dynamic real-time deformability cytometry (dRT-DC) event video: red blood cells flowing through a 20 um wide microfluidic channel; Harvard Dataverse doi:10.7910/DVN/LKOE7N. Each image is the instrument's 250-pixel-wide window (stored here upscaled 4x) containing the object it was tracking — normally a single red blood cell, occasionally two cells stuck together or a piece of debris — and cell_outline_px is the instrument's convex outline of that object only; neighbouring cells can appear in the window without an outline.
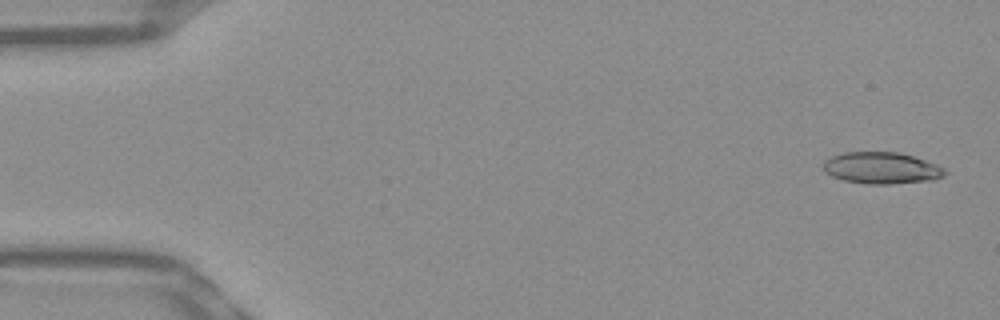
{"species": "Egyptian fruit bat (a non-hibernating species)", "species_latin": "Rousettus aegyptiacus", "temperature_condition": "warm", "stored_images_in_passage": 52, "camera_frame_rate_fps": 3000, "um_per_image_px": 0.085, "frame": {"image": 1, "passage_image": 2, "time_ms": 0.333, "image_size_px": [1000, 320], "cell_outline_px": [[948, 172], [944, 176], [932, 180], [892, 184], [868, 184], [844, 180], [832, 176], [824, 172], [824, 160], [832, 156], [844, 152], [896, 152], [912, 156], [936, 164], [944, 168]], "centroid_in_image_um": [74.93, 14.28], "position_along_channel_um": 10.1, "area_um2": 22.37}}
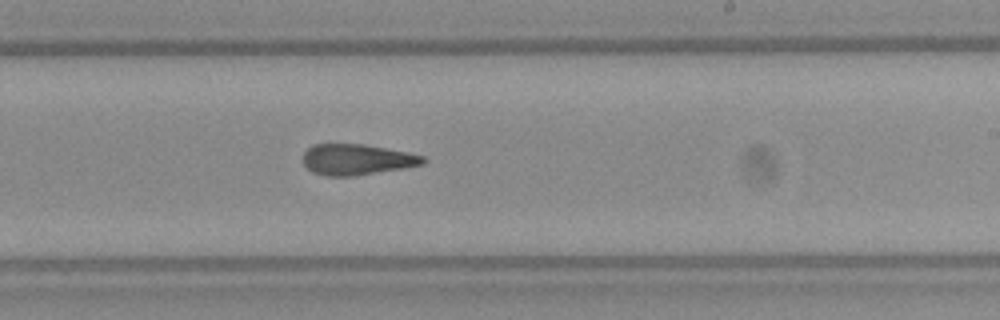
{"frame": {"image": 2, "passage_image": 31, "time_ms": 10.0, "image_size_px": [1000, 320], "cell_outline_px": [[428, 160], [424, 164], [404, 168], [352, 176], [324, 176], [312, 172], [304, 164], [304, 152], [312, 144], [364, 144], [408, 152], [424, 156]], "centroid_in_image_um": [30.35, 13.56], "position_along_channel_um": 258.7, "area_um2": 21.62}}
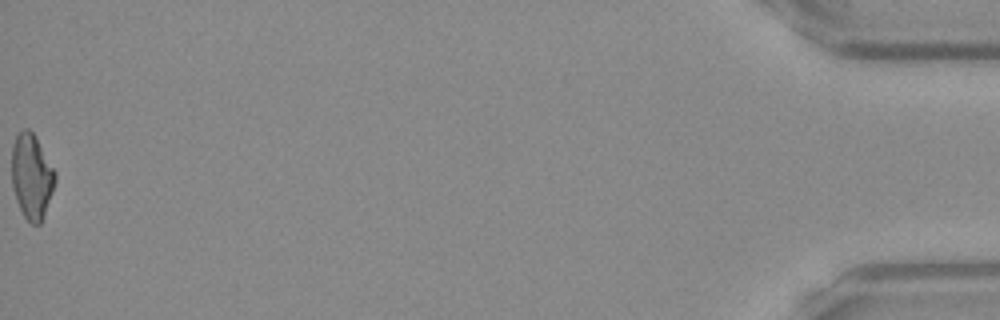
{"frame": {"image": 3, "passage_image": 52, "time_ms": 17.0, "image_size_px": [1000, 320], "cell_outline_px": [[56, 180], [44, 216], [40, 224], [32, 224], [24, 216], [16, 200], [12, 188], [12, 144], [16, 136], [24, 128], [28, 128], [36, 136], [56, 172]], "centroid_in_image_um": [2.69, 14.98], "position_along_channel_um": 432.5, "area_um2": 21.56}, "authors_computed_cell_mechanics": {"area_um2": 22.1663, "velocity_mm_per_s": 3.9317, "shape_relaxation_time_tau1_ms": null, "shape_relaxation_time_tau2_ms": 3.446, "deformation_change_tau1": null, "deformation_change_tau2": 0.1493}}